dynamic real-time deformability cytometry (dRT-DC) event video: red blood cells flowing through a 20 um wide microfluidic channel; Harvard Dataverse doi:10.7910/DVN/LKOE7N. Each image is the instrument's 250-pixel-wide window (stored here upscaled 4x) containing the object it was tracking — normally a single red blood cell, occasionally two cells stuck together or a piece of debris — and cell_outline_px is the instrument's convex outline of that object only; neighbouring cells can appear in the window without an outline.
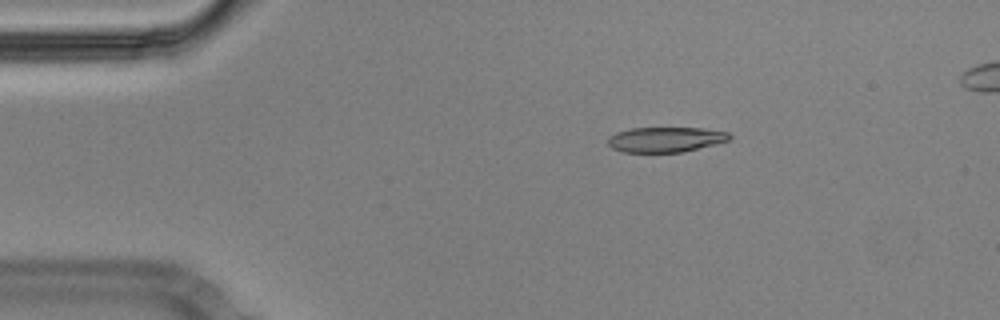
{"species": "Egyptian fruit bat (a non-hibernating species)", "species_latin": "Rousettus aegyptiacus", "temperature_condition": "cold", "stored_images_in_passage": 49, "camera_frame_rate_fps": 3000, "um_per_image_px": 0.085, "animal": {"sex": "male"}, "frame": {"image": 1, "passage_image": 3, "time_ms": 0.667, "image_size_px": [1000, 320], "cell_outline_px": [[732, 136], [728, 140], [716, 144], [680, 152], [624, 152], [612, 148], [608, 144], [608, 136], [616, 132], [628, 128], [704, 128], [728, 132]], "centroid_in_image_um": [56.55, 11.85], "position_along_channel_um": 28.5, "area_um2": 17.8}}
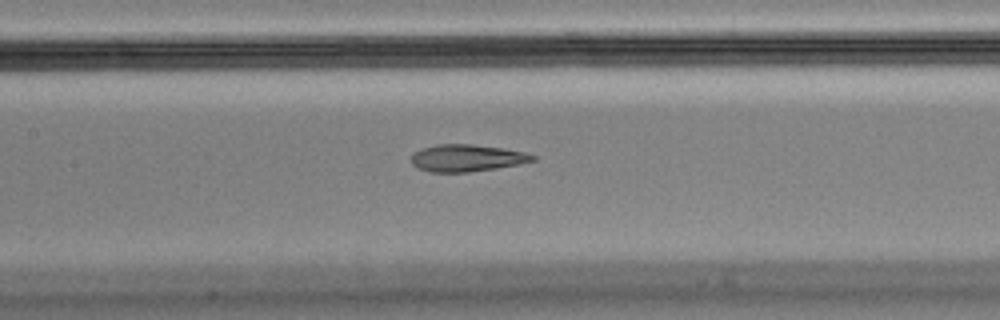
{"frame": {"image": 2, "passage_image": 19, "time_ms": 6.0, "image_size_px": [1000, 320], "cell_outline_px": [[536, 160], [520, 164], [496, 168], [468, 172], [432, 172], [420, 168], [412, 164], [412, 156], [416, 152], [424, 148], [436, 144], [472, 144], [504, 148], [524, 152], [536, 156]], "centroid_in_image_um": [39.73, 13.42], "position_along_channel_um": 167.7, "area_um2": 18.96}}
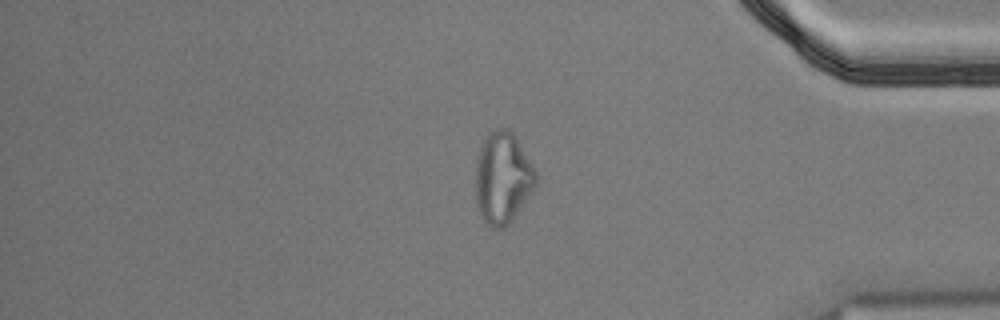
{"frame": {"image": 3, "passage_image": 40, "time_ms": 13.0, "image_size_px": [1000, 320], "cell_outline_px": [[536, 184], [532, 192], [512, 220], [504, 228], [492, 228], [484, 220], [476, 204], [476, 160], [480, 144], [488, 132], [496, 128], [508, 128], [512, 132], [536, 172]], "centroid_in_image_um": [42.7, 15.11], "position_along_channel_um": 392.5, "area_um2": 32.02}, "authors_computed_cell_mechanics": {"area_um2": 20.0566, "velocity_mm_per_s": 3.5757, "shape_relaxation_time_tau1_ms": null, "shape_relaxation_time_tau2_ms": 2.5081, "deformation_change_tau1": null, "deformation_change_tau2": 0.1126}}